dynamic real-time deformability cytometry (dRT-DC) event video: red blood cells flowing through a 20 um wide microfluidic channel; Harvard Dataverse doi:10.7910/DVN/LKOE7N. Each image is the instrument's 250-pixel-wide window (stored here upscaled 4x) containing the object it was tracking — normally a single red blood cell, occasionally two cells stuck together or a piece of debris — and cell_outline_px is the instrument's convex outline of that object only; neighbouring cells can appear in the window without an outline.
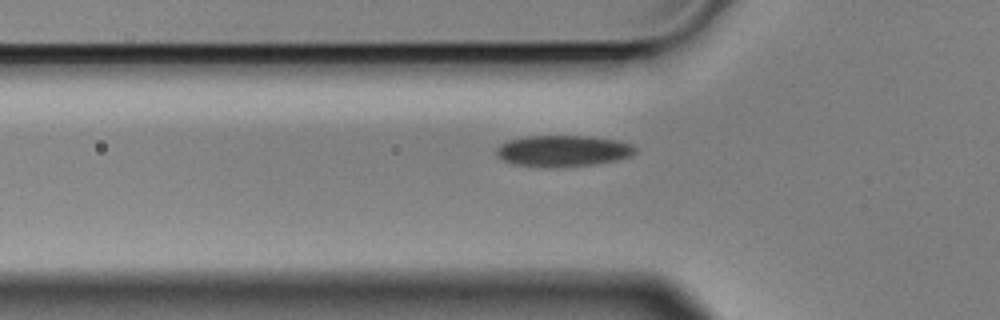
{"species": "Egyptian fruit bat (a non-hibernating species)", "species_latin": "Rousettus aegyptiacus", "temperature_condition": "cold", "stored_images_in_passage": 2, "camera_frame_rate_fps": 3000, "um_per_image_px": 0.085, "animal": {"sex": "male"}, "frame": {"image": 1, "passage_image": 2, "time_ms": 0.333, "image_size_px": [1000, 320], "cell_outline_px": [[636, 152], [632, 156], [616, 160], [596, 164], [548, 168], [544, 168], [512, 164], [496, 156], [496, 148], [500, 144], [508, 140], [528, 136], [588, 136], [620, 140], [632, 144], [636, 148]], "centroid_in_image_um": [47.85, 12.83], "position_along_channel_um": 77.9, "area_um2": 25.66}}